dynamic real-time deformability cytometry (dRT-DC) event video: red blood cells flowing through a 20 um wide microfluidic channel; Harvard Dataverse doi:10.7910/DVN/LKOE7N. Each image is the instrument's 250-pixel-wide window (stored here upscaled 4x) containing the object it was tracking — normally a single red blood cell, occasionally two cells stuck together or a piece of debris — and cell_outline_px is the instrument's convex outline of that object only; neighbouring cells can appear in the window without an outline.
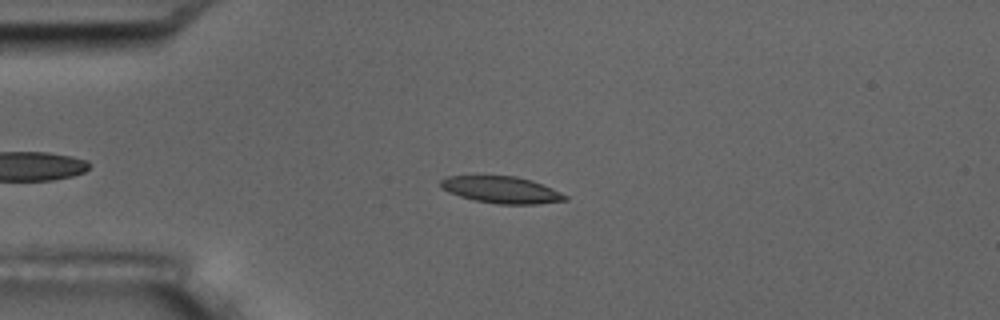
{"species": "common noctule bat (a hibernating species)", "species_latin": "Nyctalus noctula", "temperature_condition": "room temperature", "stored_images_in_passage": 9, "camera_frame_rate_fps": 3000, "um_per_image_px": 0.085, "animal": {"sex": "male", "body_mass_g": 17.5, "forearm_length_mm": 52.3}, "frame": {"image": 1, "passage_image": 4, "time_ms": 3.333, "image_size_px": [1000, 320], "cell_outline_px": [[568, 200], [536, 204], [496, 204], [476, 200], [460, 196], [448, 192], [440, 188], [440, 180], [444, 176], [516, 176], [532, 180], [552, 188], [568, 196]], "centroid_in_image_um": [42.61, 16.13], "position_along_channel_um": 42.4, "area_um2": 19.48}}
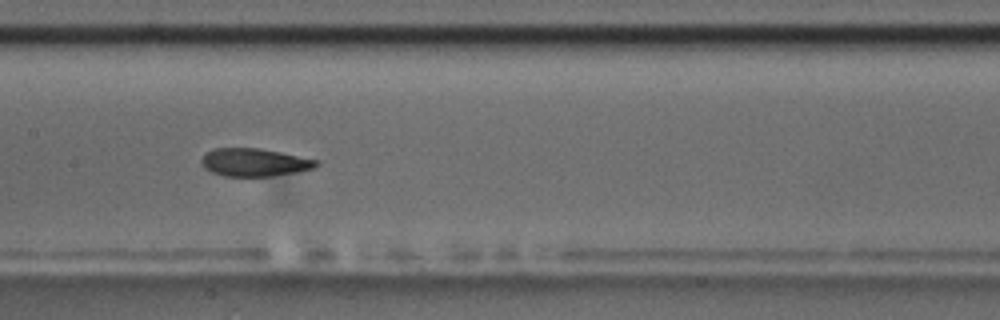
{"frame": {"image": 2, "passage_image": 8, "time_ms": 8.0, "image_size_px": [1000, 320], "cell_outline_px": [[320, 164], [312, 168], [296, 172], [268, 176], [224, 176], [212, 172], [204, 168], [200, 164], [200, 160], [204, 152], [212, 148], [260, 148], [320, 160]], "centroid_in_image_um": [21.58, 13.78], "position_along_channel_um": 185.8, "area_um2": 18.84}}